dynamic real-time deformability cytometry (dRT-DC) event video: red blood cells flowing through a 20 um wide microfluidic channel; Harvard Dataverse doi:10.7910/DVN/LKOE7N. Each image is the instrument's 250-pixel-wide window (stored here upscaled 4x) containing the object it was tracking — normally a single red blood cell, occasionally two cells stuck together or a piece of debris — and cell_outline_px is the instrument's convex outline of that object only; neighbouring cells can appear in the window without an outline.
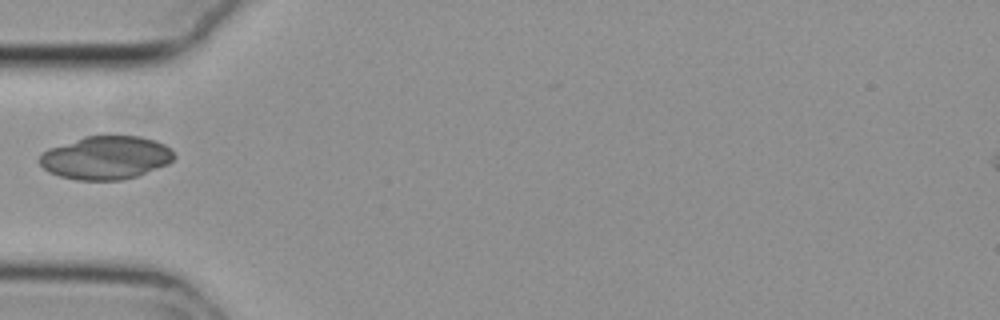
{"species": "common noctule bat (a hibernating species)", "species_latin": "Nyctalus noctula", "temperature_condition": "cold", "stored_images_in_passage": 32, "camera_frame_rate_fps": 3000, "um_per_image_px": 0.085, "animal": {"sex": "female", "body_mass_g": 29.2, "forearm_length_mm": 56.3}, "frame": {"image": 1, "passage_image": 1, "time_ms": 0.0, "image_size_px": [1000, 320], "cell_outline_px": [[176, 156], [168, 164], [136, 176], [120, 180], [76, 180], [60, 176], [48, 172], [40, 164], [40, 156], [48, 148], [84, 136], [140, 136], [156, 140], [164, 144]], "centroid_in_image_um": [8.99, 13.4], "position_along_channel_um": 76.0, "area_um2": 33.81}}
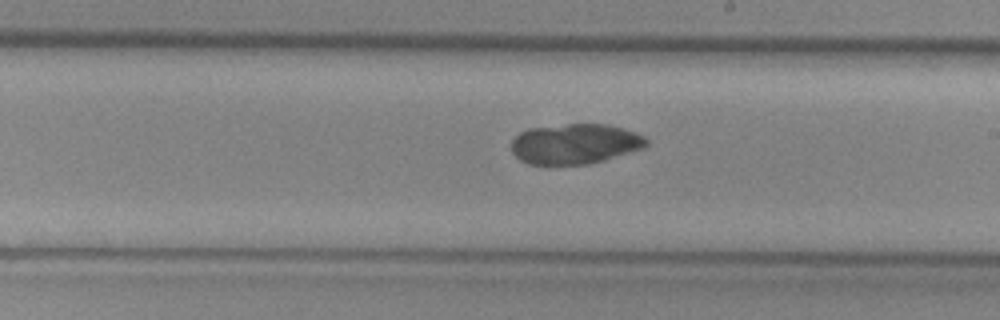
{"frame": {"image": 2, "passage_image": 14, "time_ms": 4.333, "image_size_px": [1000, 320], "cell_outline_px": [[648, 144], [640, 148], [604, 160], [588, 164], [528, 164], [520, 160], [512, 152], [512, 140], [520, 132], [528, 128], [568, 124], [608, 124], [644, 136], [648, 140]], "centroid_in_image_um": [48.83, 12.22], "position_along_channel_um": 240.2, "area_um2": 31.27}}
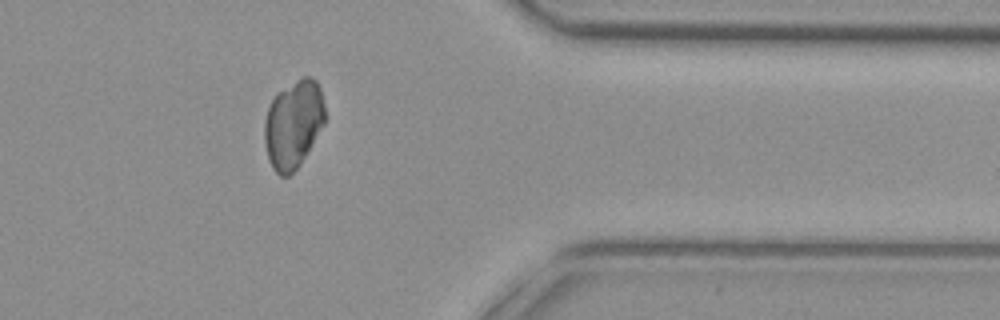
{"frame": {"image": 3, "passage_image": 27, "time_ms": 8.667, "image_size_px": [1000, 320], "cell_outline_px": [[324, 124], [300, 164], [288, 176], [280, 176], [272, 168], [268, 160], [264, 140], [264, 120], [268, 108], [276, 92], [296, 80], [304, 76], [312, 76], [316, 80], [320, 88], [324, 104]], "centroid_in_image_um": [24.91, 10.54], "position_along_channel_um": 386.5, "area_um2": 31.04}}